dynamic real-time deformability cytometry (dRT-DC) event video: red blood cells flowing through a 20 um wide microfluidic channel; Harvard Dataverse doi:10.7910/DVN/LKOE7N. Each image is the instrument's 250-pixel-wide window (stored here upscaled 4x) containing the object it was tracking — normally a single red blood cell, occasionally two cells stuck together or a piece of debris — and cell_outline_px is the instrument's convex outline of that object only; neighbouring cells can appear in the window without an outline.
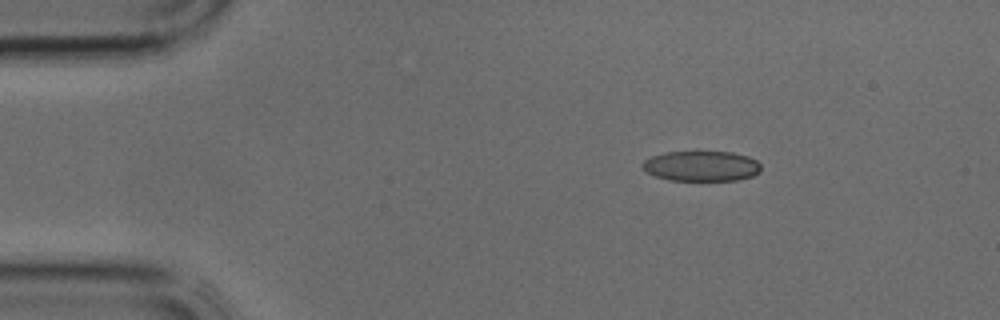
{"species": "common noctule bat (a hibernating species)", "species_latin": "Nyctalus noctula", "temperature_condition": "cold", "stored_images_in_passage": 37, "camera_frame_rate_fps": 3000, "um_per_image_px": 0.085, "animal": {"sex": "male", "body_mass_g": 17.9, "forearm_length_mm": 54.2}, "frame": {"image": 1, "passage_image": 4, "time_ms": 1.0, "image_size_px": [1000, 320], "cell_outline_px": [[760, 172], [752, 176], [736, 180], [668, 180], [656, 176], [648, 172], [640, 164], [644, 160], [652, 156], [664, 152], [732, 152], [748, 156], [756, 160], [760, 164]], "centroid_in_image_um": [59.62, 14.11], "position_along_channel_um": 25.4, "area_um2": 20.81}}
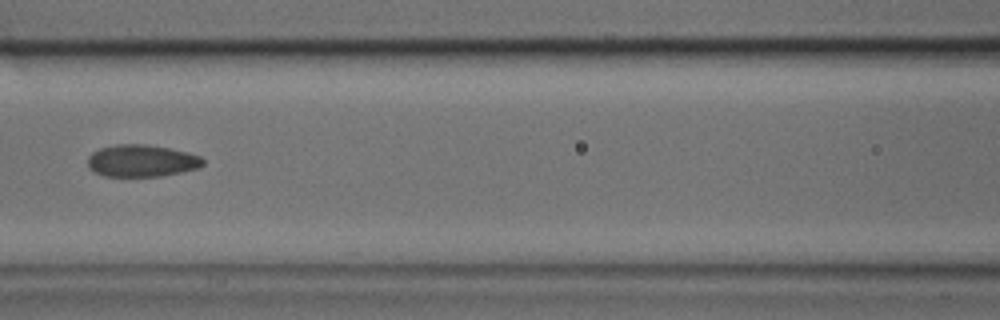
{"frame": {"image": 2, "passage_image": 15, "time_ms": 4.667, "image_size_px": [1000, 320], "cell_outline_px": [[204, 164], [200, 168], [160, 176], [104, 176], [88, 168], [88, 156], [92, 152], [100, 148], [116, 144], [148, 144], [188, 152], [200, 156], [204, 160]], "centroid_in_image_um": [12.04, 13.66], "position_along_channel_um": 154.6, "area_um2": 21.62}}
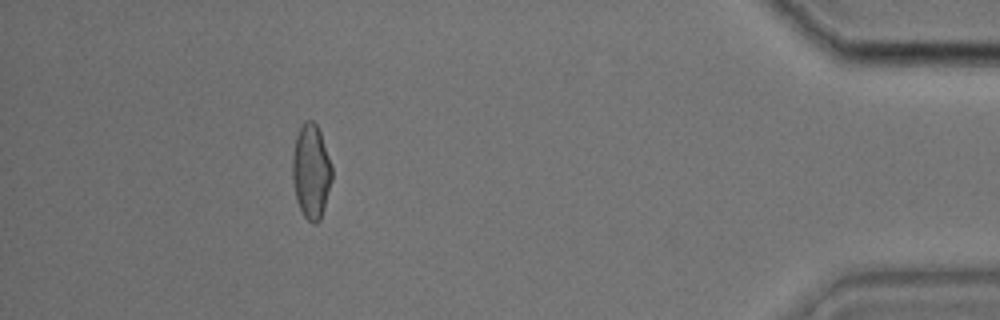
{"frame": {"image": 3, "passage_image": 33, "time_ms": 10.667, "image_size_px": [1000, 320], "cell_outline_px": [[332, 180], [324, 208], [320, 220], [316, 224], [312, 224], [304, 216], [296, 200], [292, 180], [292, 156], [296, 136], [300, 128], [308, 120], [312, 120], [316, 124], [320, 132], [332, 168]], "centroid_in_image_um": [26.43, 14.61], "position_along_channel_um": 408.8, "area_um2": 21.62}}